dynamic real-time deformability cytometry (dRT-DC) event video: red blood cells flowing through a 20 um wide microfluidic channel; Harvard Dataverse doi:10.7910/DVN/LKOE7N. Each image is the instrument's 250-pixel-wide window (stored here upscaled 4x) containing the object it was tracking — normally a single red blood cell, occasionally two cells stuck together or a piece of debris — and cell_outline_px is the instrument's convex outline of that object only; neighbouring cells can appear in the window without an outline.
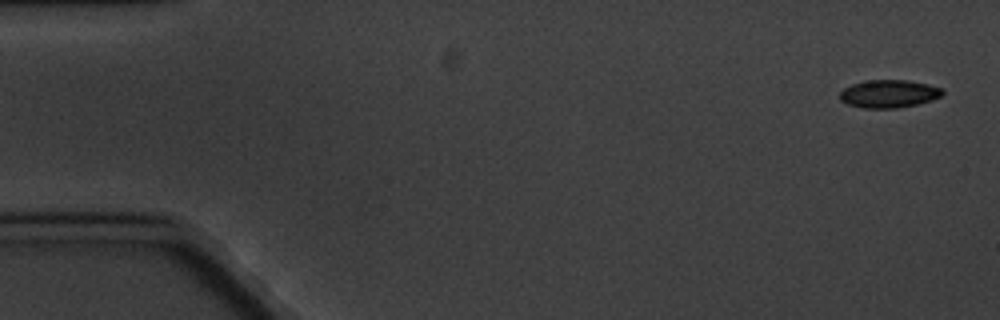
{"species": "common noctule bat (a hibernating species)", "species_latin": "Nyctalus noctula", "temperature_condition": "cold", "stored_images_in_passage": 10, "camera_frame_rate_fps": 3000, "um_per_image_px": 0.085, "animal": {"sex": "male", "body_mass_g": 20.1, "forearm_length_mm": 53.5}, "frame": {"image": 1, "passage_image": 1, "time_ms": 0.0, "image_size_px": [1000, 320], "cell_outline_px": [[944, 92], [940, 96], [932, 100], [916, 104], [896, 108], [864, 108], [848, 104], [840, 100], [840, 92], [844, 88], [852, 84], [864, 80], [908, 80], [928, 84], [940, 88]], "centroid_in_image_um": [75.53, 7.96], "position_along_channel_um": 9.5, "area_um2": 16.59}}
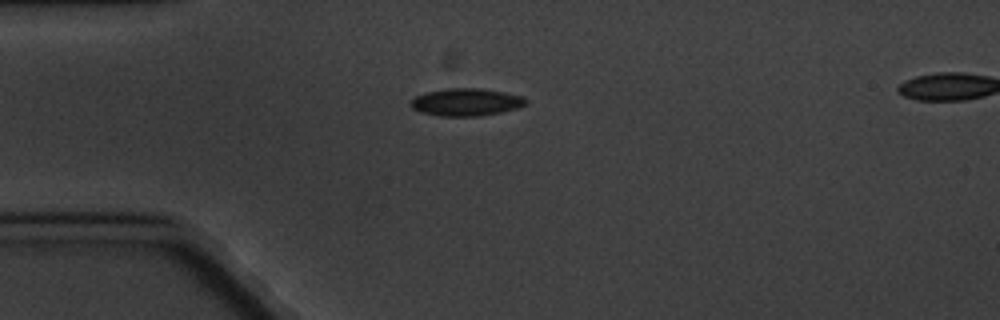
{"frame": {"image": 2, "passage_image": 4, "time_ms": 4.333, "image_size_px": [1000, 320], "cell_outline_px": [[528, 100], [524, 104], [516, 108], [500, 112], [480, 116], [436, 116], [412, 108], [408, 104], [416, 96], [428, 92], [448, 88], [480, 88], [504, 92], [524, 96]], "centroid_in_image_um": [39.62, 8.68], "position_along_channel_um": 45.4, "area_um2": 18.32}}
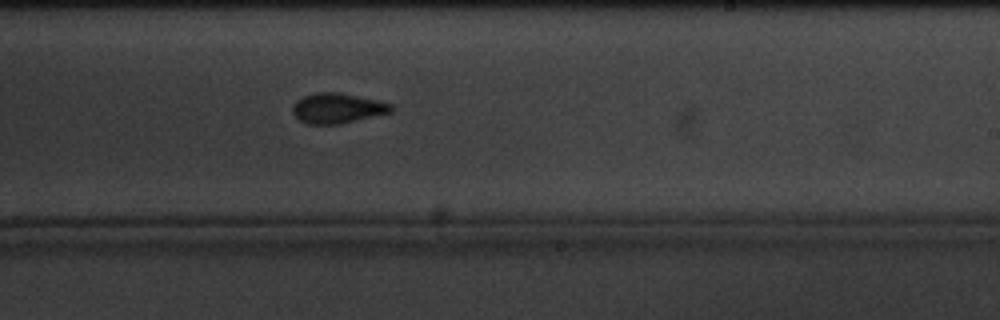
{"frame": {"image": 3, "passage_image": 10, "time_ms": 11.333, "image_size_px": [1000, 320], "cell_outline_px": [[392, 112], [336, 124], [308, 124], [300, 120], [292, 112], [292, 104], [296, 100], [304, 96], [316, 92], [336, 92], [376, 100], [392, 104]], "centroid_in_image_um": [28.63, 9.19], "position_along_channel_um": 260.4, "area_um2": 16.99}}